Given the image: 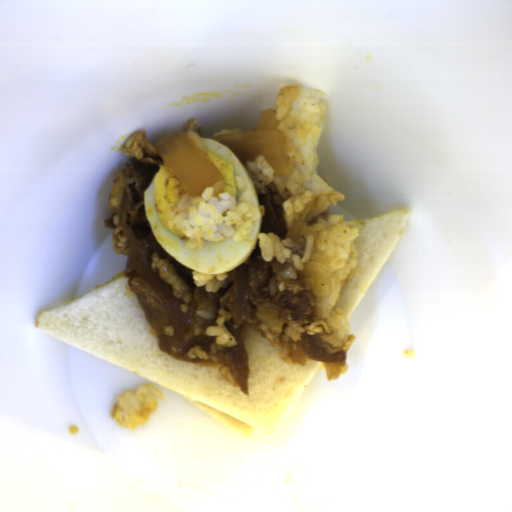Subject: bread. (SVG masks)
I'll list each match as a JSON object with an SVG mask.
<instances>
[{"label":"bread","mask_w":512,"mask_h":512,"mask_svg":"<svg viewBox=\"0 0 512 512\" xmlns=\"http://www.w3.org/2000/svg\"><path fill=\"white\" fill-rule=\"evenodd\" d=\"M37 330L170 390L243 435L269 431L323 362L285 361L258 329L240 335L249 364L248 394L219 365L198 366L164 354L125 276L38 314Z\"/></svg>","instance_id":"1"},{"label":"bread","mask_w":512,"mask_h":512,"mask_svg":"<svg viewBox=\"0 0 512 512\" xmlns=\"http://www.w3.org/2000/svg\"><path fill=\"white\" fill-rule=\"evenodd\" d=\"M409 217L408 210L404 208L384 215L345 221L359 232L353 244L360 266V271L346 283L335 303L347 320L393 253Z\"/></svg>","instance_id":"2"}]
</instances>
